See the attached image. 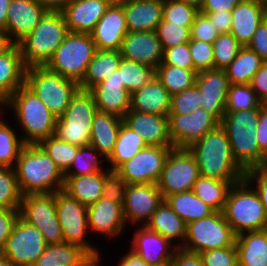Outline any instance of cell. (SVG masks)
Here are the masks:
<instances>
[{
  "mask_svg": "<svg viewBox=\"0 0 267 266\" xmlns=\"http://www.w3.org/2000/svg\"><path fill=\"white\" fill-rule=\"evenodd\" d=\"M110 4H121L123 0H106Z\"/></svg>",
  "mask_w": 267,
  "mask_h": 266,
  "instance_id": "obj_73",
  "label": "cell"
},
{
  "mask_svg": "<svg viewBox=\"0 0 267 266\" xmlns=\"http://www.w3.org/2000/svg\"><path fill=\"white\" fill-rule=\"evenodd\" d=\"M214 68L225 69L243 47L231 33L219 34L212 43Z\"/></svg>",
  "mask_w": 267,
  "mask_h": 266,
  "instance_id": "obj_48",
  "label": "cell"
},
{
  "mask_svg": "<svg viewBox=\"0 0 267 266\" xmlns=\"http://www.w3.org/2000/svg\"><path fill=\"white\" fill-rule=\"evenodd\" d=\"M123 58L156 69L162 62L163 49L156 31L127 32L120 48Z\"/></svg>",
  "mask_w": 267,
  "mask_h": 266,
  "instance_id": "obj_21",
  "label": "cell"
},
{
  "mask_svg": "<svg viewBox=\"0 0 267 266\" xmlns=\"http://www.w3.org/2000/svg\"><path fill=\"white\" fill-rule=\"evenodd\" d=\"M260 108L225 113L220 125L225 129L234 159L246 172L260 165L264 153L256 140Z\"/></svg>",
  "mask_w": 267,
  "mask_h": 266,
  "instance_id": "obj_4",
  "label": "cell"
},
{
  "mask_svg": "<svg viewBox=\"0 0 267 266\" xmlns=\"http://www.w3.org/2000/svg\"><path fill=\"white\" fill-rule=\"evenodd\" d=\"M88 255L81 247L62 242L47 245L33 266H79Z\"/></svg>",
  "mask_w": 267,
  "mask_h": 266,
  "instance_id": "obj_37",
  "label": "cell"
},
{
  "mask_svg": "<svg viewBox=\"0 0 267 266\" xmlns=\"http://www.w3.org/2000/svg\"><path fill=\"white\" fill-rule=\"evenodd\" d=\"M257 97L264 103L267 100V62H263L249 83Z\"/></svg>",
  "mask_w": 267,
  "mask_h": 266,
  "instance_id": "obj_61",
  "label": "cell"
},
{
  "mask_svg": "<svg viewBox=\"0 0 267 266\" xmlns=\"http://www.w3.org/2000/svg\"><path fill=\"white\" fill-rule=\"evenodd\" d=\"M196 75V70L165 64H160L155 69L156 78L163 84L171 96L192 87L195 84Z\"/></svg>",
  "mask_w": 267,
  "mask_h": 266,
  "instance_id": "obj_41",
  "label": "cell"
},
{
  "mask_svg": "<svg viewBox=\"0 0 267 266\" xmlns=\"http://www.w3.org/2000/svg\"><path fill=\"white\" fill-rule=\"evenodd\" d=\"M88 227L92 233H98L106 238H115L126 232V222L123 215V204L110 202L100 198L87 207Z\"/></svg>",
  "mask_w": 267,
  "mask_h": 266,
  "instance_id": "obj_23",
  "label": "cell"
},
{
  "mask_svg": "<svg viewBox=\"0 0 267 266\" xmlns=\"http://www.w3.org/2000/svg\"><path fill=\"white\" fill-rule=\"evenodd\" d=\"M101 254L88 255L87 258L79 266H100ZM100 263V264H99Z\"/></svg>",
  "mask_w": 267,
  "mask_h": 266,
  "instance_id": "obj_68",
  "label": "cell"
},
{
  "mask_svg": "<svg viewBox=\"0 0 267 266\" xmlns=\"http://www.w3.org/2000/svg\"><path fill=\"white\" fill-rule=\"evenodd\" d=\"M26 69L17 44H11L0 54V108L25 84Z\"/></svg>",
  "mask_w": 267,
  "mask_h": 266,
  "instance_id": "obj_29",
  "label": "cell"
},
{
  "mask_svg": "<svg viewBox=\"0 0 267 266\" xmlns=\"http://www.w3.org/2000/svg\"><path fill=\"white\" fill-rule=\"evenodd\" d=\"M132 241L130 249L149 266H169L177 248L175 243L143 225L135 230Z\"/></svg>",
  "mask_w": 267,
  "mask_h": 266,
  "instance_id": "obj_20",
  "label": "cell"
},
{
  "mask_svg": "<svg viewBox=\"0 0 267 266\" xmlns=\"http://www.w3.org/2000/svg\"><path fill=\"white\" fill-rule=\"evenodd\" d=\"M238 266H267V229L236 236Z\"/></svg>",
  "mask_w": 267,
  "mask_h": 266,
  "instance_id": "obj_33",
  "label": "cell"
},
{
  "mask_svg": "<svg viewBox=\"0 0 267 266\" xmlns=\"http://www.w3.org/2000/svg\"><path fill=\"white\" fill-rule=\"evenodd\" d=\"M12 109L16 124L25 134L19 137L24 144H38L55 134L57 117L25 84L18 88L1 109Z\"/></svg>",
  "mask_w": 267,
  "mask_h": 266,
  "instance_id": "obj_3",
  "label": "cell"
},
{
  "mask_svg": "<svg viewBox=\"0 0 267 266\" xmlns=\"http://www.w3.org/2000/svg\"><path fill=\"white\" fill-rule=\"evenodd\" d=\"M244 179L252 186L258 193L259 198L264 206L267 216V173L259 169H251L246 171ZM255 181V182H254ZM253 183V184H252Z\"/></svg>",
  "mask_w": 267,
  "mask_h": 266,
  "instance_id": "obj_58",
  "label": "cell"
},
{
  "mask_svg": "<svg viewBox=\"0 0 267 266\" xmlns=\"http://www.w3.org/2000/svg\"><path fill=\"white\" fill-rule=\"evenodd\" d=\"M48 10L34 0H11L6 21V34L11 44L22 41Z\"/></svg>",
  "mask_w": 267,
  "mask_h": 266,
  "instance_id": "obj_19",
  "label": "cell"
},
{
  "mask_svg": "<svg viewBox=\"0 0 267 266\" xmlns=\"http://www.w3.org/2000/svg\"><path fill=\"white\" fill-rule=\"evenodd\" d=\"M38 145L53 159L63 173L69 169L80 148L59 139L55 135L41 140Z\"/></svg>",
  "mask_w": 267,
  "mask_h": 266,
  "instance_id": "obj_44",
  "label": "cell"
},
{
  "mask_svg": "<svg viewBox=\"0 0 267 266\" xmlns=\"http://www.w3.org/2000/svg\"><path fill=\"white\" fill-rule=\"evenodd\" d=\"M172 148L146 146L115 172L128 184H157Z\"/></svg>",
  "mask_w": 267,
  "mask_h": 266,
  "instance_id": "obj_15",
  "label": "cell"
},
{
  "mask_svg": "<svg viewBox=\"0 0 267 266\" xmlns=\"http://www.w3.org/2000/svg\"><path fill=\"white\" fill-rule=\"evenodd\" d=\"M25 85L57 118L65 112L73 96L80 89L79 83L64 78L46 66L27 68Z\"/></svg>",
  "mask_w": 267,
  "mask_h": 266,
  "instance_id": "obj_7",
  "label": "cell"
},
{
  "mask_svg": "<svg viewBox=\"0 0 267 266\" xmlns=\"http://www.w3.org/2000/svg\"><path fill=\"white\" fill-rule=\"evenodd\" d=\"M164 201L186 224L207 217L214 212L192 191L167 196Z\"/></svg>",
  "mask_w": 267,
  "mask_h": 266,
  "instance_id": "obj_36",
  "label": "cell"
},
{
  "mask_svg": "<svg viewBox=\"0 0 267 266\" xmlns=\"http://www.w3.org/2000/svg\"><path fill=\"white\" fill-rule=\"evenodd\" d=\"M195 84L201 92V107L220 122L225 115L230 82L223 69H208L197 73Z\"/></svg>",
  "mask_w": 267,
  "mask_h": 266,
  "instance_id": "obj_18",
  "label": "cell"
},
{
  "mask_svg": "<svg viewBox=\"0 0 267 266\" xmlns=\"http://www.w3.org/2000/svg\"><path fill=\"white\" fill-rule=\"evenodd\" d=\"M147 145L135 131H132L124 123L121 124L114 150L106 160L108 168L115 171L121 164L133 158L141 149Z\"/></svg>",
  "mask_w": 267,
  "mask_h": 266,
  "instance_id": "obj_38",
  "label": "cell"
},
{
  "mask_svg": "<svg viewBox=\"0 0 267 266\" xmlns=\"http://www.w3.org/2000/svg\"><path fill=\"white\" fill-rule=\"evenodd\" d=\"M21 200L14 168L0 166V208L20 209Z\"/></svg>",
  "mask_w": 267,
  "mask_h": 266,
  "instance_id": "obj_47",
  "label": "cell"
},
{
  "mask_svg": "<svg viewBox=\"0 0 267 266\" xmlns=\"http://www.w3.org/2000/svg\"><path fill=\"white\" fill-rule=\"evenodd\" d=\"M2 110L0 108V115H2ZM8 122L0 117V166L4 167H14L19 153L23 146L25 145L22 139L16 134L17 130L13 129Z\"/></svg>",
  "mask_w": 267,
  "mask_h": 266,
  "instance_id": "obj_43",
  "label": "cell"
},
{
  "mask_svg": "<svg viewBox=\"0 0 267 266\" xmlns=\"http://www.w3.org/2000/svg\"><path fill=\"white\" fill-rule=\"evenodd\" d=\"M155 31L163 50L191 40V27H183L161 20Z\"/></svg>",
  "mask_w": 267,
  "mask_h": 266,
  "instance_id": "obj_50",
  "label": "cell"
},
{
  "mask_svg": "<svg viewBox=\"0 0 267 266\" xmlns=\"http://www.w3.org/2000/svg\"><path fill=\"white\" fill-rule=\"evenodd\" d=\"M100 156L102 157V155L90 144L81 146L73 163L64 173V177L90 175L97 171L104 170L103 168L106 167L102 166L103 160H100L104 158H100Z\"/></svg>",
  "mask_w": 267,
  "mask_h": 266,
  "instance_id": "obj_45",
  "label": "cell"
},
{
  "mask_svg": "<svg viewBox=\"0 0 267 266\" xmlns=\"http://www.w3.org/2000/svg\"><path fill=\"white\" fill-rule=\"evenodd\" d=\"M164 0H124L128 32L155 31L162 20Z\"/></svg>",
  "mask_w": 267,
  "mask_h": 266,
  "instance_id": "obj_28",
  "label": "cell"
},
{
  "mask_svg": "<svg viewBox=\"0 0 267 266\" xmlns=\"http://www.w3.org/2000/svg\"><path fill=\"white\" fill-rule=\"evenodd\" d=\"M148 229L161 234L176 247H182L186 238L187 224L163 201L145 225ZM173 241V242H172ZM180 243H179V242ZM178 243V244H177Z\"/></svg>",
  "mask_w": 267,
  "mask_h": 266,
  "instance_id": "obj_34",
  "label": "cell"
},
{
  "mask_svg": "<svg viewBox=\"0 0 267 266\" xmlns=\"http://www.w3.org/2000/svg\"><path fill=\"white\" fill-rule=\"evenodd\" d=\"M68 33L62 11H47L36 27L17 44L25 67L46 66Z\"/></svg>",
  "mask_w": 267,
  "mask_h": 266,
  "instance_id": "obj_5",
  "label": "cell"
},
{
  "mask_svg": "<svg viewBox=\"0 0 267 266\" xmlns=\"http://www.w3.org/2000/svg\"><path fill=\"white\" fill-rule=\"evenodd\" d=\"M189 49L197 73L214 68L212 44L191 39L189 42Z\"/></svg>",
  "mask_w": 267,
  "mask_h": 266,
  "instance_id": "obj_52",
  "label": "cell"
},
{
  "mask_svg": "<svg viewBox=\"0 0 267 266\" xmlns=\"http://www.w3.org/2000/svg\"><path fill=\"white\" fill-rule=\"evenodd\" d=\"M257 169L267 173V150L264 152L262 161Z\"/></svg>",
  "mask_w": 267,
  "mask_h": 266,
  "instance_id": "obj_71",
  "label": "cell"
},
{
  "mask_svg": "<svg viewBox=\"0 0 267 266\" xmlns=\"http://www.w3.org/2000/svg\"><path fill=\"white\" fill-rule=\"evenodd\" d=\"M163 201L157 184H128L123 203L126 224L145 226Z\"/></svg>",
  "mask_w": 267,
  "mask_h": 266,
  "instance_id": "obj_17",
  "label": "cell"
},
{
  "mask_svg": "<svg viewBox=\"0 0 267 266\" xmlns=\"http://www.w3.org/2000/svg\"><path fill=\"white\" fill-rule=\"evenodd\" d=\"M263 105L249 84H230L225 113L261 108Z\"/></svg>",
  "mask_w": 267,
  "mask_h": 266,
  "instance_id": "obj_46",
  "label": "cell"
},
{
  "mask_svg": "<svg viewBox=\"0 0 267 266\" xmlns=\"http://www.w3.org/2000/svg\"><path fill=\"white\" fill-rule=\"evenodd\" d=\"M122 60L120 50L97 49L91 59L86 73L79 83L80 89L90 90L118 70Z\"/></svg>",
  "mask_w": 267,
  "mask_h": 266,
  "instance_id": "obj_35",
  "label": "cell"
},
{
  "mask_svg": "<svg viewBox=\"0 0 267 266\" xmlns=\"http://www.w3.org/2000/svg\"><path fill=\"white\" fill-rule=\"evenodd\" d=\"M127 185L128 183L115 171H110L104 180L102 197L110 202L123 204Z\"/></svg>",
  "mask_w": 267,
  "mask_h": 266,
  "instance_id": "obj_56",
  "label": "cell"
},
{
  "mask_svg": "<svg viewBox=\"0 0 267 266\" xmlns=\"http://www.w3.org/2000/svg\"><path fill=\"white\" fill-rule=\"evenodd\" d=\"M54 195L64 242L81 247L89 255L99 254L98 248L89 243L85 237L89 233L87 206L63 190L55 192Z\"/></svg>",
  "mask_w": 267,
  "mask_h": 266,
  "instance_id": "obj_11",
  "label": "cell"
},
{
  "mask_svg": "<svg viewBox=\"0 0 267 266\" xmlns=\"http://www.w3.org/2000/svg\"><path fill=\"white\" fill-rule=\"evenodd\" d=\"M0 266H11L9 260L5 257L2 251H0Z\"/></svg>",
  "mask_w": 267,
  "mask_h": 266,
  "instance_id": "obj_72",
  "label": "cell"
},
{
  "mask_svg": "<svg viewBox=\"0 0 267 266\" xmlns=\"http://www.w3.org/2000/svg\"><path fill=\"white\" fill-rule=\"evenodd\" d=\"M188 150L195 157L200 176L228 182H240L245 177L246 172L234 159L227 133L221 125L207 132Z\"/></svg>",
  "mask_w": 267,
  "mask_h": 266,
  "instance_id": "obj_2",
  "label": "cell"
},
{
  "mask_svg": "<svg viewBox=\"0 0 267 266\" xmlns=\"http://www.w3.org/2000/svg\"><path fill=\"white\" fill-rule=\"evenodd\" d=\"M171 95L154 76L146 85L131 94L130 110L169 116Z\"/></svg>",
  "mask_w": 267,
  "mask_h": 266,
  "instance_id": "obj_30",
  "label": "cell"
},
{
  "mask_svg": "<svg viewBox=\"0 0 267 266\" xmlns=\"http://www.w3.org/2000/svg\"><path fill=\"white\" fill-rule=\"evenodd\" d=\"M110 171L107 167L90 175L64 177L63 191L88 207L102 198L104 180Z\"/></svg>",
  "mask_w": 267,
  "mask_h": 266,
  "instance_id": "obj_31",
  "label": "cell"
},
{
  "mask_svg": "<svg viewBox=\"0 0 267 266\" xmlns=\"http://www.w3.org/2000/svg\"><path fill=\"white\" fill-rule=\"evenodd\" d=\"M200 10L177 0H164L162 20L183 27H191Z\"/></svg>",
  "mask_w": 267,
  "mask_h": 266,
  "instance_id": "obj_49",
  "label": "cell"
},
{
  "mask_svg": "<svg viewBox=\"0 0 267 266\" xmlns=\"http://www.w3.org/2000/svg\"><path fill=\"white\" fill-rule=\"evenodd\" d=\"M236 183L239 182L200 176L194 183L192 192L214 211H223L228 193Z\"/></svg>",
  "mask_w": 267,
  "mask_h": 266,
  "instance_id": "obj_40",
  "label": "cell"
},
{
  "mask_svg": "<svg viewBox=\"0 0 267 266\" xmlns=\"http://www.w3.org/2000/svg\"><path fill=\"white\" fill-rule=\"evenodd\" d=\"M122 123L123 118L112 114L97 111L94 116L89 144L105 158V162L114 150Z\"/></svg>",
  "mask_w": 267,
  "mask_h": 266,
  "instance_id": "obj_32",
  "label": "cell"
},
{
  "mask_svg": "<svg viewBox=\"0 0 267 266\" xmlns=\"http://www.w3.org/2000/svg\"><path fill=\"white\" fill-rule=\"evenodd\" d=\"M123 123L141 136L147 146L174 147L169 135L168 116L129 110Z\"/></svg>",
  "mask_w": 267,
  "mask_h": 266,
  "instance_id": "obj_22",
  "label": "cell"
},
{
  "mask_svg": "<svg viewBox=\"0 0 267 266\" xmlns=\"http://www.w3.org/2000/svg\"><path fill=\"white\" fill-rule=\"evenodd\" d=\"M169 266H203L201 255L177 247Z\"/></svg>",
  "mask_w": 267,
  "mask_h": 266,
  "instance_id": "obj_60",
  "label": "cell"
},
{
  "mask_svg": "<svg viewBox=\"0 0 267 266\" xmlns=\"http://www.w3.org/2000/svg\"><path fill=\"white\" fill-rule=\"evenodd\" d=\"M191 39L201 40L212 44L220 34L211 19L201 12H199L191 26Z\"/></svg>",
  "mask_w": 267,
  "mask_h": 266,
  "instance_id": "obj_55",
  "label": "cell"
},
{
  "mask_svg": "<svg viewBox=\"0 0 267 266\" xmlns=\"http://www.w3.org/2000/svg\"><path fill=\"white\" fill-rule=\"evenodd\" d=\"M11 0H0V30L6 32L7 11Z\"/></svg>",
  "mask_w": 267,
  "mask_h": 266,
  "instance_id": "obj_67",
  "label": "cell"
},
{
  "mask_svg": "<svg viewBox=\"0 0 267 266\" xmlns=\"http://www.w3.org/2000/svg\"><path fill=\"white\" fill-rule=\"evenodd\" d=\"M125 14L121 4H111L90 33L99 50H120L127 34Z\"/></svg>",
  "mask_w": 267,
  "mask_h": 266,
  "instance_id": "obj_25",
  "label": "cell"
},
{
  "mask_svg": "<svg viewBox=\"0 0 267 266\" xmlns=\"http://www.w3.org/2000/svg\"><path fill=\"white\" fill-rule=\"evenodd\" d=\"M201 13L206 14L211 19V22L215 25L220 34L230 33L232 21L231 11Z\"/></svg>",
  "mask_w": 267,
  "mask_h": 266,
  "instance_id": "obj_62",
  "label": "cell"
},
{
  "mask_svg": "<svg viewBox=\"0 0 267 266\" xmlns=\"http://www.w3.org/2000/svg\"><path fill=\"white\" fill-rule=\"evenodd\" d=\"M177 1L194 6V7L198 8L199 10H200L202 3H203V0H177Z\"/></svg>",
  "mask_w": 267,
  "mask_h": 266,
  "instance_id": "obj_70",
  "label": "cell"
},
{
  "mask_svg": "<svg viewBox=\"0 0 267 266\" xmlns=\"http://www.w3.org/2000/svg\"><path fill=\"white\" fill-rule=\"evenodd\" d=\"M169 135L175 148H188L207 132L220 125V121L200 107L190 114H169Z\"/></svg>",
  "mask_w": 267,
  "mask_h": 266,
  "instance_id": "obj_16",
  "label": "cell"
},
{
  "mask_svg": "<svg viewBox=\"0 0 267 266\" xmlns=\"http://www.w3.org/2000/svg\"><path fill=\"white\" fill-rule=\"evenodd\" d=\"M257 1L263 2L267 5V0H257Z\"/></svg>",
  "mask_w": 267,
  "mask_h": 266,
  "instance_id": "obj_74",
  "label": "cell"
},
{
  "mask_svg": "<svg viewBox=\"0 0 267 266\" xmlns=\"http://www.w3.org/2000/svg\"><path fill=\"white\" fill-rule=\"evenodd\" d=\"M96 50L90 34L69 32L46 67L80 83Z\"/></svg>",
  "mask_w": 267,
  "mask_h": 266,
  "instance_id": "obj_9",
  "label": "cell"
},
{
  "mask_svg": "<svg viewBox=\"0 0 267 266\" xmlns=\"http://www.w3.org/2000/svg\"><path fill=\"white\" fill-rule=\"evenodd\" d=\"M230 33L247 46L260 23L267 18V5L257 0H242L231 10Z\"/></svg>",
  "mask_w": 267,
  "mask_h": 266,
  "instance_id": "obj_26",
  "label": "cell"
},
{
  "mask_svg": "<svg viewBox=\"0 0 267 266\" xmlns=\"http://www.w3.org/2000/svg\"><path fill=\"white\" fill-rule=\"evenodd\" d=\"M20 217L35 226L47 245L64 242L62 228L56 213L54 193L28 194L22 196Z\"/></svg>",
  "mask_w": 267,
  "mask_h": 266,
  "instance_id": "obj_12",
  "label": "cell"
},
{
  "mask_svg": "<svg viewBox=\"0 0 267 266\" xmlns=\"http://www.w3.org/2000/svg\"><path fill=\"white\" fill-rule=\"evenodd\" d=\"M201 107V92L196 84L171 96L169 114L186 115Z\"/></svg>",
  "mask_w": 267,
  "mask_h": 266,
  "instance_id": "obj_51",
  "label": "cell"
},
{
  "mask_svg": "<svg viewBox=\"0 0 267 266\" xmlns=\"http://www.w3.org/2000/svg\"><path fill=\"white\" fill-rule=\"evenodd\" d=\"M199 177V167L193 154L188 148L174 147L167 156L157 186L165 198L173 194L192 191Z\"/></svg>",
  "mask_w": 267,
  "mask_h": 266,
  "instance_id": "obj_13",
  "label": "cell"
},
{
  "mask_svg": "<svg viewBox=\"0 0 267 266\" xmlns=\"http://www.w3.org/2000/svg\"><path fill=\"white\" fill-rule=\"evenodd\" d=\"M97 111L92 93L79 89L65 112L57 118L54 135L79 147L89 145L93 119Z\"/></svg>",
  "mask_w": 267,
  "mask_h": 266,
  "instance_id": "obj_8",
  "label": "cell"
},
{
  "mask_svg": "<svg viewBox=\"0 0 267 266\" xmlns=\"http://www.w3.org/2000/svg\"><path fill=\"white\" fill-rule=\"evenodd\" d=\"M118 266H149L137 253L132 249L123 255L121 261H119Z\"/></svg>",
  "mask_w": 267,
  "mask_h": 266,
  "instance_id": "obj_65",
  "label": "cell"
},
{
  "mask_svg": "<svg viewBox=\"0 0 267 266\" xmlns=\"http://www.w3.org/2000/svg\"><path fill=\"white\" fill-rule=\"evenodd\" d=\"M256 140L259 149L264 153L267 150V105L260 108L258 124L256 127Z\"/></svg>",
  "mask_w": 267,
  "mask_h": 266,
  "instance_id": "obj_63",
  "label": "cell"
},
{
  "mask_svg": "<svg viewBox=\"0 0 267 266\" xmlns=\"http://www.w3.org/2000/svg\"><path fill=\"white\" fill-rule=\"evenodd\" d=\"M13 168L22 196L63 190L64 173L38 144H25Z\"/></svg>",
  "mask_w": 267,
  "mask_h": 266,
  "instance_id": "obj_1",
  "label": "cell"
},
{
  "mask_svg": "<svg viewBox=\"0 0 267 266\" xmlns=\"http://www.w3.org/2000/svg\"><path fill=\"white\" fill-rule=\"evenodd\" d=\"M223 214L235 235L267 229V216L258 193L243 179L227 196Z\"/></svg>",
  "mask_w": 267,
  "mask_h": 266,
  "instance_id": "obj_6",
  "label": "cell"
},
{
  "mask_svg": "<svg viewBox=\"0 0 267 266\" xmlns=\"http://www.w3.org/2000/svg\"><path fill=\"white\" fill-rule=\"evenodd\" d=\"M263 62L256 52L243 46L224 70L230 84H249Z\"/></svg>",
  "mask_w": 267,
  "mask_h": 266,
  "instance_id": "obj_39",
  "label": "cell"
},
{
  "mask_svg": "<svg viewBox=\"0 0 267 266\" xmlns=\"http://www.w3.org/2000/svg\"><path fill=\"white\" fill-rule=\"evenodd\" d=\"M161 64L196 70L192 61L189 42L163 50Z\"/></svg>",
  "mask_w": 267,
  "mask_h": 266,
  "instance_id": "obj_54",
  "label": "cell"
},
{
  "mask_svg": "<svg viewBox=\"0 0 267 266\" xmlns=\"http://www.w3.org/2000/svg\"><path fill=\"white\" fill-rule=\"evenodd\" d=\"M110 5L106 0H72L62 10L69 32L90 34Z\"/></svg>",
  "mask_w": 267,
  "mask_h": 266,
  "instance_id": "obj_27",
  "label": "cell"
},
{
  "mask_svg": "<svg viewBox=\"0 0 267 266\" xmlns=\"http://www.w3.org/2000/svg\"><path fill=\"white\" fill-rule=\"evenodd\" d=\"M98 111L123 118L130 110L131 93L119 79V70L89 90Z\"/></svg>",
  "mask_w": 267,
  "mask_h": 266,
  "instance_id": "obj_24",
  "label": "cell"
},
{
  "mask_svg": "<svg viewBox=\"0 0 267 266\" xmlns=\"http://www.w3.org/2000/svg\"><path fill=\"white\" fill-rule=\"evenodd\" d=\"M118 70L121 83L131 94L155 76V69L152 67L123 57Z\"/></svg>",
  "mask_w": 267,
  "mask_h": 266,
  "instance_id": "obj_42",
  "label": "cell"
},
{
  "mask_svg": "<svg viewBox=\"0 0 267 266\" xmlns=\"http://www.w3.org/2000/svg\"><path fill=\"white\" fill-rule=\"evenodd\" d=\"M11 43L8 40L6 32L0 30V54L5 51Z\"/></svg>",
  "mask_w": 267,
  "mask_h": 266,
  "instance_id": "obj_69",
  "label": "cell"
},
{
  "mask_svg": "<svg viewBox=\"0 0 267 266\" xmlns=\"http://www.w3.org/2000/svg\"><path fill=\"white\" fill-rule=\"evenodd\" d=\"M48 11H62L72 0H34Z\"/></svg>",
  "mask_w": 267,
  "mask_h": 266,
  "instance_id": "obj_66",
  "label": "cell"
},
{
  "mask_svg": "<svg viewBox=\"0 0 267 266\" xmlns=\"http://www.w3.org/2000/svg\"><path fill=\"white\" fill-rule=\"evenodd\" d=\"M242 0H203L200 12L231 11Z\"/></svg>",
  "mask_w": 267,
  "mask_h": 266,
  "instance_id": "obj_64",
  "label": "cell"
},
{
  "mask_svg": "<svg viewBox=\"0 0 267 266\" xmlns=\"http://www.w3.org/2000/svg\"><path fill=\"white\" fill-rule=\"evenodd\" d=\"M247 47L267 62V18L260 23Z\"/></svg>",
  "mask_w": 267,
  "mask_h": 266,
  "instance_id": "obj_59",
  "label": "cell"
},
{
  "mask_svg": "<svg viewBox=\"0 0 267 266\" xmlns=\"http://www.w3.org/2000/svg\"><path fill=\"white\" fill-rule=\"evenodd\" d=\"M236 235L222 211H214L209 216L189 222L186 238L181 248L201 253L203 251L233 246Z\"/></svg>",
  "mask_w": 267,
  "mask_h": 266,
  "instance_id": "obj_10",
  "label": "cell"
},
{
  "mask_svg": "<svg viewBox=\"0 0 267 266\" xmlns=\"http://www.w3.org/2000/svg\"><path fill=\"white\" fill-rule=\"evenodd\" d=\"M199 254L203 266H238L235 244L226 248L203 251Z\"/></svg>",
  "mask_w": 267,
  "mask_h": 266,
  "instance_id": "obj_53",
  "label": "cell"
},
{
  "mask_svg": "<svg viewBox=\"0 0 267 266\" xmlns=\"http://www.w3.org/2000/svg\"><path fill=\"white\" fill-rule=\"evenodd\" d=\"M19 217V209L0 208V251L4 249L6 241L11 235Z\"/></svg>",
  "mask_w": 267,
  "mask_h": 266,
  "instance_id": "obj_57",
  "label": "cell"
},
{
  "mask_svg": "<svg viewBox=\"0 0 267 266\" xmlns=\"http://www.w3.org/2000/svg\"><path fill=\"white\" fill-rule=\"evenodd\" d=\"M46 247L41 232L19 217L2 252L11 266H33Z\"/></svg>",
  "mask_w": 267,
  "mask_h": 266,
  "instance_id": "obj_14",
  "label": "cell"
}]
</instances>
